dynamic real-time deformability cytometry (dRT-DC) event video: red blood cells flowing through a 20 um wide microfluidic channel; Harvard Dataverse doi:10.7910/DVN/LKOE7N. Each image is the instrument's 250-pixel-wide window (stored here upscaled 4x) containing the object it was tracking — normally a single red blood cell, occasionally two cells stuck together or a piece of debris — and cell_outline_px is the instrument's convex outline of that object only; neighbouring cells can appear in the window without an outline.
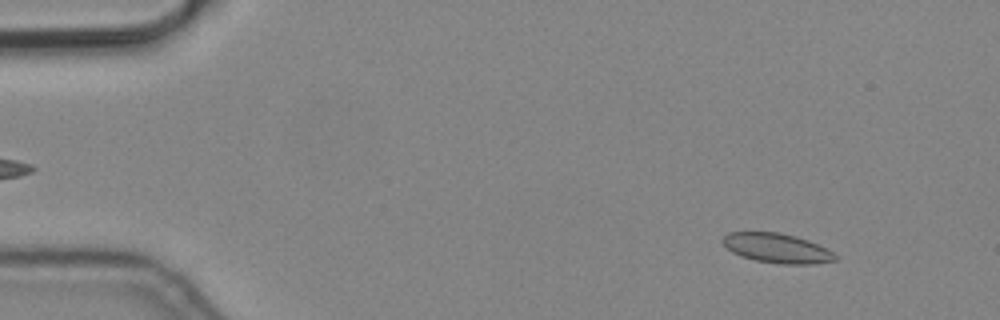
{"species": "common noctule bat (a hibernating species)", "species_latin": "Nyctalus noctula", "temperature_condition": "cold", "stored_images_in_passage": 4, "camera_frame_rate_fps": 3000, "um_per_image_px": 0.085, "animal": {"sex": "male", "body_mass_g": 19.2, "forearm_length_mm": 51.8}, "frame": {"image": 1, "passage_image": 1, "time_ms": 0.0, "image_size_px": [1000, 320], "cell_outline_px": [[836, 260], [812, 264], [780, 264], [756, 260], [740, 256], [732, 252], [720, 240], [728, 232], [780, 232], [796, 236], [808, 240], [832, 252], [836, 256]], "centroid_in_image_um": [66.0, 21.09], "position_along_channel_um": 19.0, "area_um2": 19.25}}
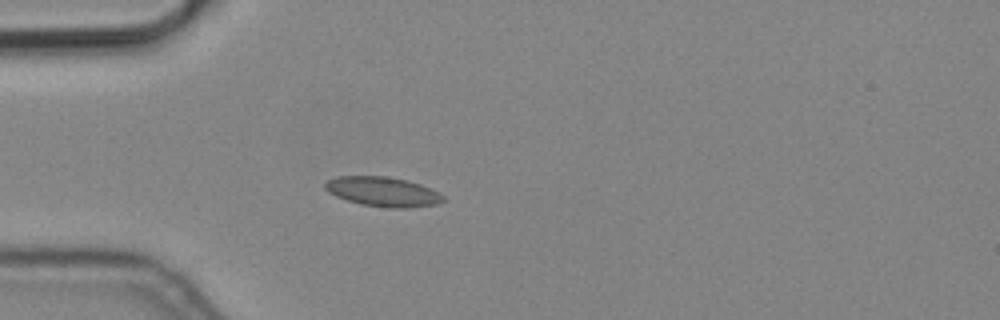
{"frame": {"image": 2, "passage_image": 3, "time_ms": 0.667, "image_size_px": [1000, 320], "cell_outline_px": [[444, 200], [436, 204], [408, 208], [392, 208], [360, 204], [336, 196], [328, 192], [324, 188], [324, 184], [328, 180], [336, 176], [384, 176], [408, 180], [420, 184], [440, 192], [444, 196]], "centroid_in_image_um": [32.55, 16.29], "position_along_channel_um": 52.5, "area_um2": 20.4}}